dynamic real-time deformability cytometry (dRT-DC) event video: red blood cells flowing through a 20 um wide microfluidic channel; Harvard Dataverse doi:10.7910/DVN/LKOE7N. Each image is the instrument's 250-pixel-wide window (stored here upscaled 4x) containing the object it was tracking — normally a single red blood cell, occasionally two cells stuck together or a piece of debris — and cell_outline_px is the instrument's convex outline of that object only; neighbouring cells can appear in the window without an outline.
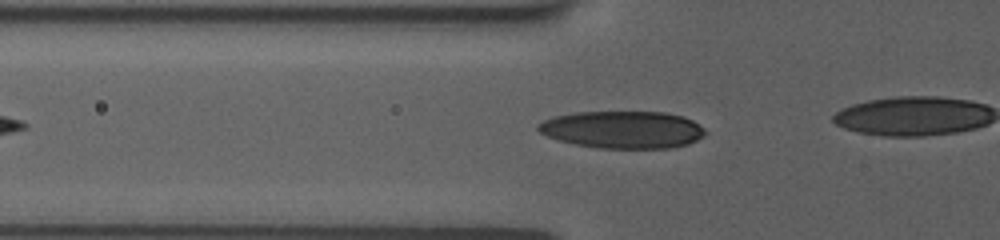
{"species": "human", "species_latin": "Homo sapiens", "temperature_condition": "room temperature", "stored_images_in_passage": 33, "camera_frame_rate_fps": 3000, "um_per_image_px": 0.085, "donor": {"sex": "female"}, "frame": {"image": 1, "passage_image": 8, "time_ms": 2.333, "image_size_px": [1000, 240], "cell_outline_px": [[704, 136], [688, 144], [668, 148], [596, 148], [576, 144], [560, 140], [548, 136], [540, 132], [536, 128], [536, 124], [544, 120], [556, 116], [572, 112], [668, 112], [684, 116], [700, 124], [704, 128]], "centroid_in_image_um": [52.94, 11.01], "position_along_channel_um": 72.9, "area_um2": 36.41}}
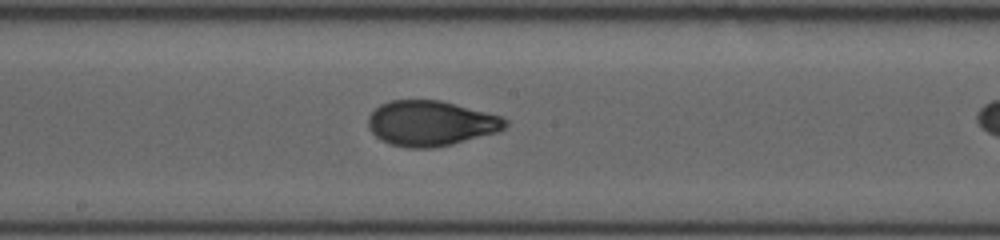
{"frame": {"image": 2, "passage_image": 19, "time_ms": 6.0, "image_size_px": [1000, 240], "cell_outline_px": [[508, 124], [504, 128], [496, 132], [452, 144], [432, 148], [408, 148], [388, 144], [376, 136], [368, 128], [368, 116], [380, 104], [392, 100], [440, 100], [500, 116], [508, 120]], "centroid_in_image_um": [36.58, 10.48], "position_along_channel_um": 211.6, "area_um2": 35.95}}
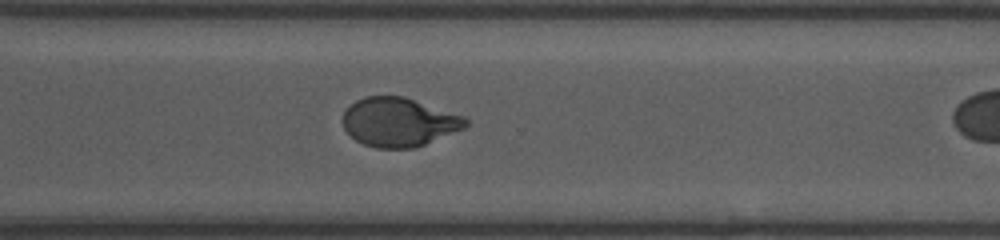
{"frame": {"image": 3, "passage_image": 29, "time_ms": 9.333, "image_size_px": [1000, 240], "cell_outline_px": [[468, 124], [464, 128], [424, 144], [412, 148], [376, 148], [364, 144], [356, 140], [344, 128], [344, 112], [356, 100], [364, 96], [404, 96], [464, 116], [468, 120]], "centroid_in_image_um": [33.91, 10.37], "position_along_channel_um": 336.7, "area_um2": 34.62}}